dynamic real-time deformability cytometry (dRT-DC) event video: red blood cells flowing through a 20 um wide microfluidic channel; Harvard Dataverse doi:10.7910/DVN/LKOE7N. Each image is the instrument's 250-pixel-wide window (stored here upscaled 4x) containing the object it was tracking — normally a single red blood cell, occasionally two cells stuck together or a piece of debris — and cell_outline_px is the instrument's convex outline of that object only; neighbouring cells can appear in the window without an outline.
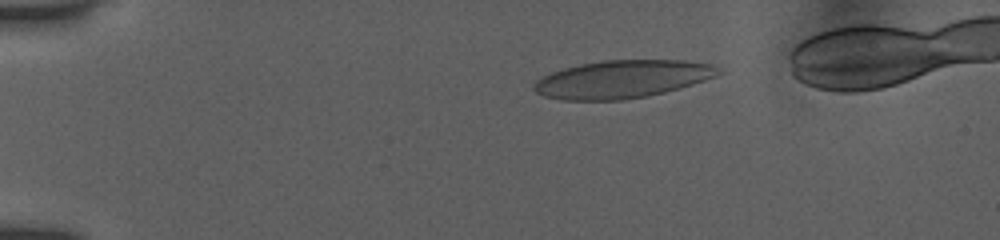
{"species": "human", "species_latin": "Homo sapiens", "temperature_condition": "room temperature", "stored_images_in_passage": 41, "camera_frame_rate_fps": 3000, "um_per_image_px": 0.085, "donor": {"sex": "female"}, "frame": {"image": 1, "passage_image": 1, "time_ms": 0.0, "image_size_px": [1000, 240], "cell_outline_px": [[720, 72], [716, 76], [692, 84], [664, 92], [644, 96], [620, 100], [560, 100], [544, 96], [536, 92], [532, 88], [536, 80], [552, 72], [564, 68], [580, 64], [604, 60], [680, 60], [712, 64], [720, 68]], "centroid_in_image_um": [52.86, 6.73], "position_along_channel_um": 32.1, "area_um2": 40.34}}
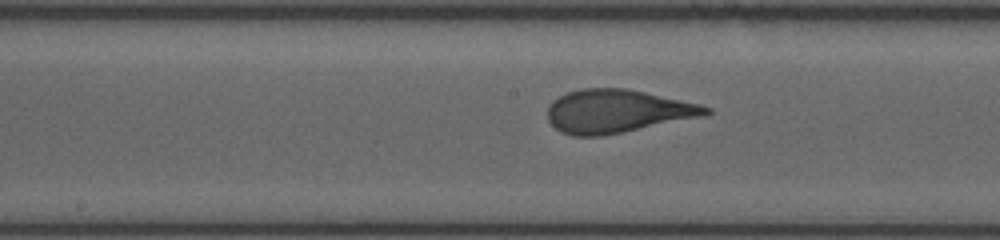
{"frame": {"image": 2, "passage_image": 19, "time_ms": 6.0, "image_size_px": [1000, 240], "cell_outline_px": [[712, 112], [704, 116], [600, 136], [572, 136], [560, 132], [548, 120], [548, 104], [552, 100], [568, 92], [580, 88], [624, 88], [644, 92], [700, 104], [712, 108]], "centroid_in_image_um": [52.43, 9.45], "position_along_channel_um": 195.8, "area_um2": 39.65}}
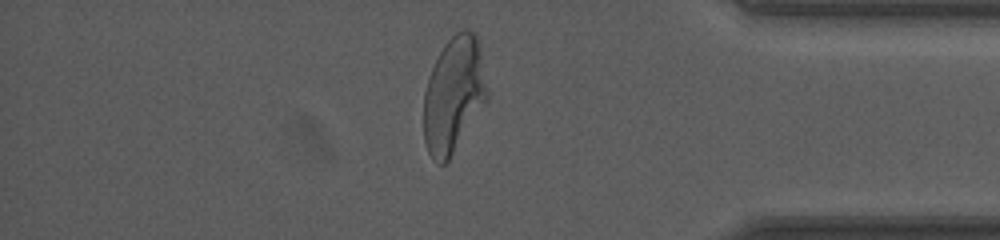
{"frame": {"image": 3, "passage_image": 36, "time_ms": 11.667, "image_size_px": [1000, 240], "cell_outline_px": [[488, 96], [448, 160], [444, 164], [440, 164], [432, 160], [428, 152], [424, 140], [424, 92], [428, 76], [444, 44], [456, 32], [464, 28], [472, 32], [476, 36], [480, 44], [488, 92]], "centroid_in_image_um": [38.54, 8.02], "position_along_channel_um": 396.7, "area_um2": 42.31}}